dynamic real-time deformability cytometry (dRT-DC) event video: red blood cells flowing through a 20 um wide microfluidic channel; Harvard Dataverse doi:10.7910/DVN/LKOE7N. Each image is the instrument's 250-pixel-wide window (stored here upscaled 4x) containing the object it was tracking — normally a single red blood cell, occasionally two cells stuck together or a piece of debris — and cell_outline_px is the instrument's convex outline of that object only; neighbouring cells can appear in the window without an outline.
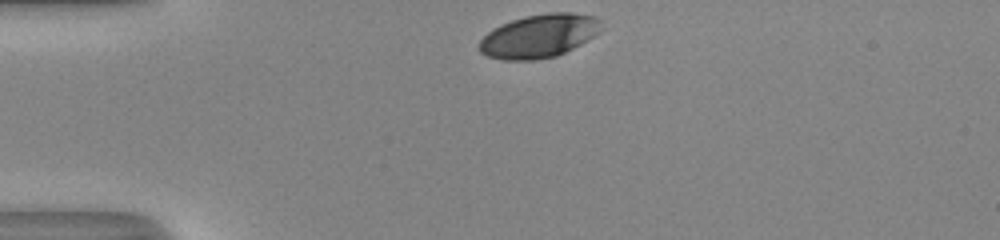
{"species": "human", "species_latin": "Homo sapiens", "temperature_condition": "room temperature", "stored_images_in_passage": 30, "camera_frame_rate_fps": 3000, "um_per_image_px": 0.085, "donor": {"sex": "male"}, "frame": {"image": 1, "passage_image": 1, "time_ms": 0.0, "image_size_px": [1000, 240], "cell_outline_px": [[600, 32], [588, 40], [556, 56], [536, 60], [504, 60], [488, 56], [480, 52], [476, 48], [480, 40], [488, 32], [512, 20], [524, 16], [548, 12], [568, 12], [596, 16], [600, 20]], "centroid_in_image_um": [45.82, 3.06], "position_along_channel_um": 39.2, "area_um2": 30.81}}
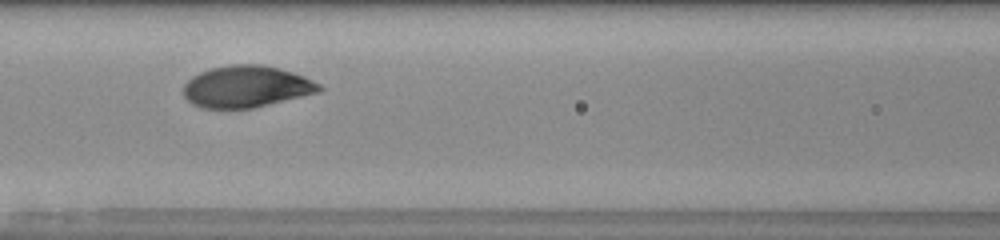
{"frame": {"image": 2, "passage_image": 12, "time_ms": 3.667, "image_size_px": [1000, 240], "cell_outline_px": [[324, 88], [320, 92], [252, 108], [200, 108], [192, 104], [184, 96], [184, 84], [192, 76], [200, 72], [212, 68], [232, 64], [260, 64], [280, 68], [304, 76], [320, 84]], "centroid_in_image_um": [20.95, 7.36], "position_along_channel_um": 145.7, "area_um2": 33.0}}
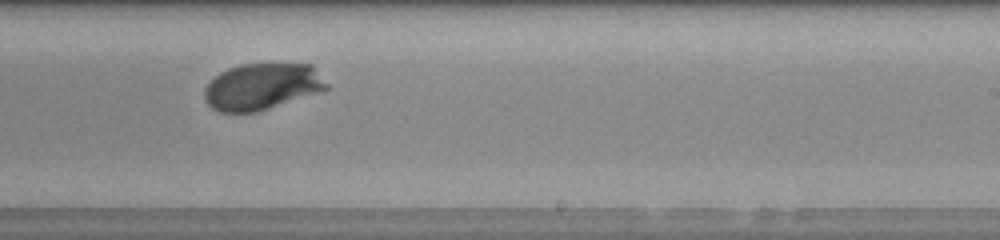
{"frame": {"image": 3, "passage_image": 21, "time_ms": 6.667, "image_size_px": [1000, 240], "cell_outline_px": [[328, 88], [256, 112], [220, 112], [212, 108], [208, 104], [204, 96], [204, 88], [220, 72], [228, 68], [240, 64], [312, 64], [328, 84]], "centroid_in_image_um": [22.24, 7.34], "position_along_channel_um": 266.8, "area_um2": 32.6}, "authors_computed_cell_mechanics": {"area_um2": 32.9749, "velocity_mm_per_s": 4.0503, "shape_relaxation_time_tau1_ms": 1.9221, "shape_relaxation_time_tau2_ms": null, "deformation_change_tau1": 0.1248, "deformation_change_tau2": null}}